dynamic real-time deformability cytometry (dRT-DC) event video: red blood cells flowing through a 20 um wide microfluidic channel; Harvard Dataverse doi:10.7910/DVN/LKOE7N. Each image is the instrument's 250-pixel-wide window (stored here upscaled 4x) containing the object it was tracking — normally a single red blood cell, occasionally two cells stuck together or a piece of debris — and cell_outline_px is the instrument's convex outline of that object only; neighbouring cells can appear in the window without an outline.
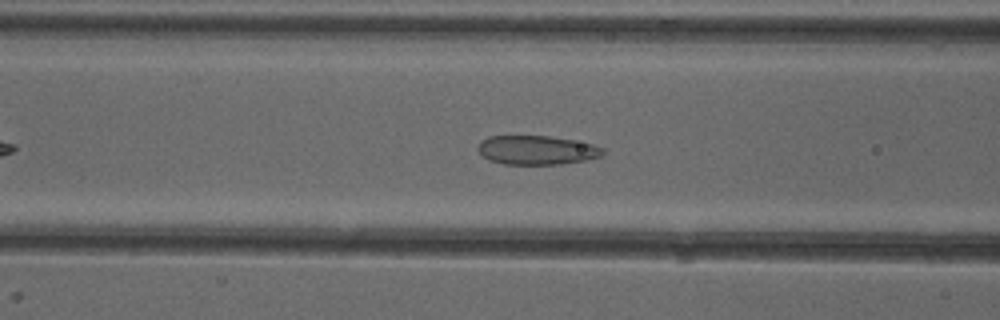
{"species": "common noctule bat (a hibernating species)", "species_latin": "Nyctalus noctula", "temperature_condition": "cold", "stored_images_in_passage": 39, "camera_frame_rate_fps": 3000, "um_per_image_px": 0.085, "animal": {"sex": "female"}, "frame": {"image": 1, "passage_image": 11, "time_ms": 3.333, "image_size_px": [1000, 320], "cell_outline_px": [[604, 156], [588, 160], [560, 164], [504, 164], [488, 160], [476, 148], [480, 140], [488, 136], [548, 136], [572, 140], [592, 144], [604, 148]], "centroid_in_image_um": [45.63, 12.76], "position_along_channel_um": 121.0, "area_um2": 21.27}}
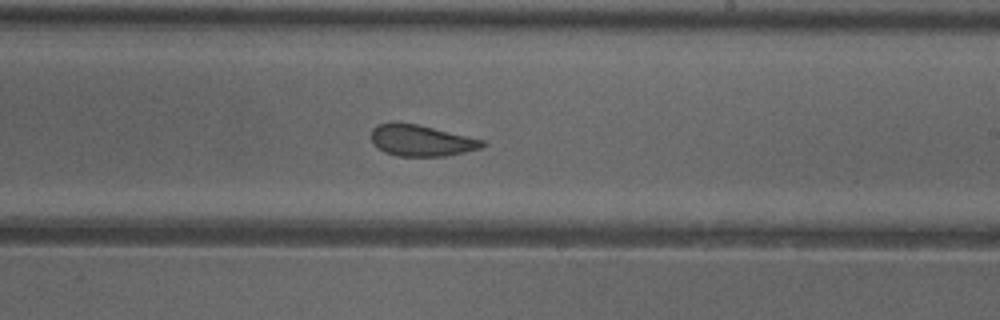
{"frame": {"image": 2, "passage_image": 21, "time_ms": 6.667, "image_size_px": [1000, 320], "cell_outline_px": [[488, 144], [480, 148], [464, 152], [444, 156], [396, 156], [384, 152], [372, 144], [372, 128], [376, 124], [392, 120], [416, 124], [484, 140]], "centroid_in_image_um": [35.74, 11.93], "position_along_channel_um": 253.3, "area_um2": 20.46}}
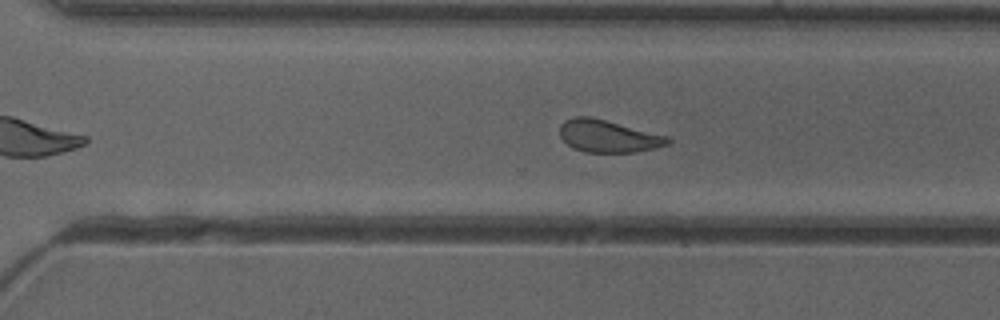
{"frame": {"image": 3, "passage_image": 26, "time_ms": 8.333, "image_size_px": [1000, 320], "cell_outline_px": [[672, 140], [668, 144], [656, 148], [632, 152], [584, 152], [572, 148], [560, 136], [560, 124], [564, 120], [576, 116], [588, 116], [668, 136]], "centroid_in_image_um": [51.67, 11.58], "position_along_channel_um": 318.9, "area_um2": 20.17}, "authors_computed_cell_mechanics": {"area_um2": 21.5594, "velocity_mm_per_s": 3.965, "shape_relaxation_time_tau1_ms": 7.1221, "shape_relaxation_time_tau2_ms": 1.4965, "deformation_change_tau1": 0.1279, "deformation_change_tau2": 0.0903}}